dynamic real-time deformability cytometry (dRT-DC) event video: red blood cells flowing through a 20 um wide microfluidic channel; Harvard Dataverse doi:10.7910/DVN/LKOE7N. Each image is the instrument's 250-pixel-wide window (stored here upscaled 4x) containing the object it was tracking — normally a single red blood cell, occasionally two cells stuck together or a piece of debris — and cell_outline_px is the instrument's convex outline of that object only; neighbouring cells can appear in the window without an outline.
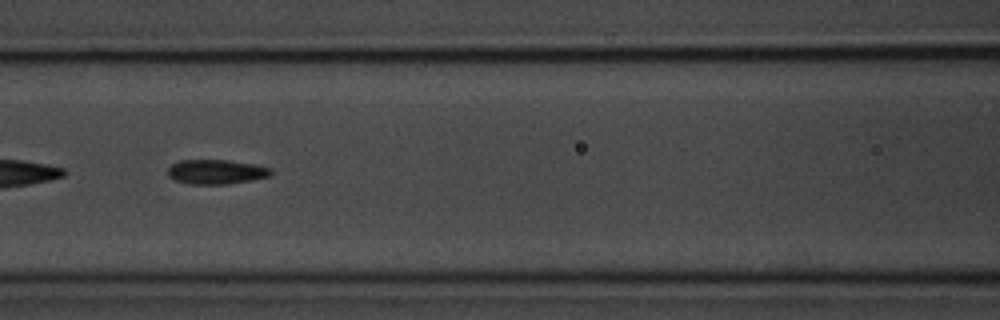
{"species": "common noctule bat (a hibernating species)", "species_latin": "Nyctalus noctula", "temperature_condition": "room temperature", "stored_images_in_passage": 56, "segment_of_instrument_passage": [2, 2], "camera_frame_rate_fps": 3000, "um_per_image_px": 0.085, "animal": {"sex": "male", "body_mass_g": 20.1, "forearm_length_mm": 53.5}, "frame": {"image": 1, "passage_image": 24, "time_ms": 7.667, "image_size_px": [1000, 320], "cell_outline_px": [[272, 172], [268, 176], [252, 180], [228, 184], [188, 184], [176, 180], [168, 176], [168, 168], [172, 164], [180, 160], [228, 160], [256, 164], [272, 168]], "centroid_in_image_um": [18.38, 14.6], "position_along_channel_um": 148.2, "area_um2": 14.8}}
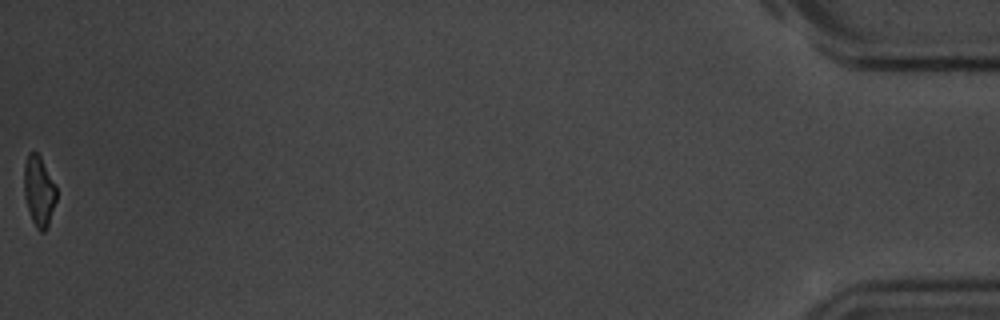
{"frame": {"image": 2, "passage_image": 56, "time_ms": 18.333, "image_size_px": [1000, 320], "cell_outline_px": [[56, 200], [48, 228], [44, 232], [40, 232], [36, 228], [32, 220], [24, 196], [24, 164], [28, 152], [36, 152], [40, 156], [56, 184]], "centroid_in_image_um": [3.32, 16.25], "position_along_channel_um": 431.9, "area_um2": 13.41}}